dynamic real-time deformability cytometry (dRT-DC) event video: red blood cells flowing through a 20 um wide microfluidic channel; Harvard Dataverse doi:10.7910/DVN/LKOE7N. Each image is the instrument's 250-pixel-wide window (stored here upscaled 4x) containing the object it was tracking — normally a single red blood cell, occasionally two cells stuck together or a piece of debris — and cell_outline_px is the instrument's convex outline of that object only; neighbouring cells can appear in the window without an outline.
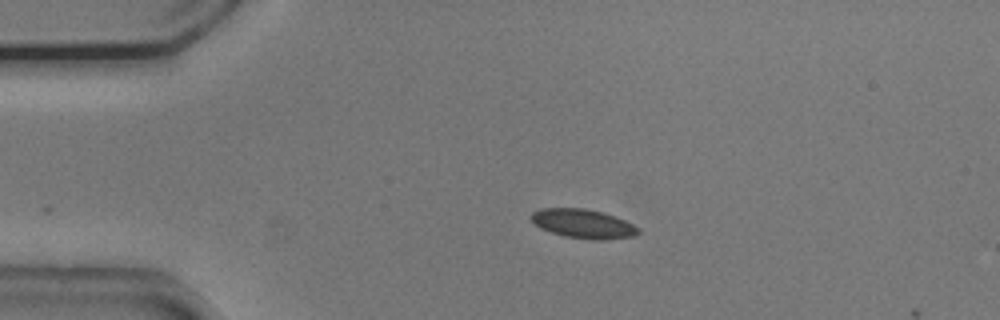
{"species": "common noctule bat (a hibernating species)", "species_latin": "Nyctalus noctula", "temperature_condition": "cold", "stored_images_in_passage": 5, "camera_frame_rate_fps": 3000, "um_per_image_px": 0.085, "animal": {"sex": "male", "body_mass_g": 20.5, "forearm_length_mm": 52.5}, "frame": {"image": 1, "passage_image": 1, "time_ms": 0.0, "image_size_px": [1000, 320], "cell_outline_px": [[640, 232], [636, 236], [604, 240], [592, 240], [564, 236], [540, 228], [528, 216], [532, 212], [540, 208], [584, 208], [604, 212], [616, 216], [640, 228]], "centroid_in_image_um": [49.59, 19.01], "position_along_channel_um": 35.4, "area_um2": 18.38}}